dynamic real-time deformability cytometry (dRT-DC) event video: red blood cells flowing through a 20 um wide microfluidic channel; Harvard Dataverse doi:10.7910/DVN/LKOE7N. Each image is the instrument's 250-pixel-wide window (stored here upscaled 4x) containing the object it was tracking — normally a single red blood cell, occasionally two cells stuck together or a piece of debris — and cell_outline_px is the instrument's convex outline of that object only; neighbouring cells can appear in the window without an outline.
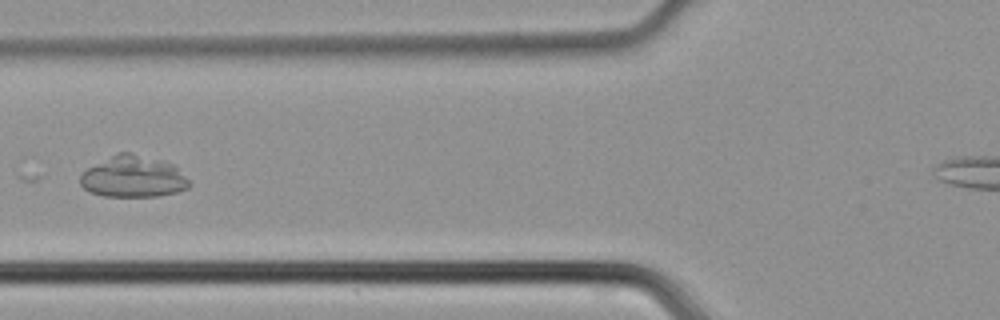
{"species": "common noctule bat (a hibernating species)", "species_latin": "Nyctalus noctula", "temperature_condition": "cold", "stored_images_in_passage": 12, "camera_frame_rate_fps": 3000, "um_per_image_px": 0.085, "animal": {"sex": "male", "body_mass_g": 21.5, "forearm_length_mm": 52.0}, "frame": {"image": 1, "passage_image": 10, "time_ms": 3.0, "image_size_px": [1000, 320], "cell_outline_px": [[192, 184], [188, 188], [176, 192], [156, 196], [104, 196], [92, 192], [84, 188], [80, 184], [80, 176], [88, 168], [120, 152], [132, 152], [160, 160], [172, 164]], "centroid_in_image_um": [11.33, 15.03], "position_along_channel_um": 114.5, "area_um2": 25.84}}
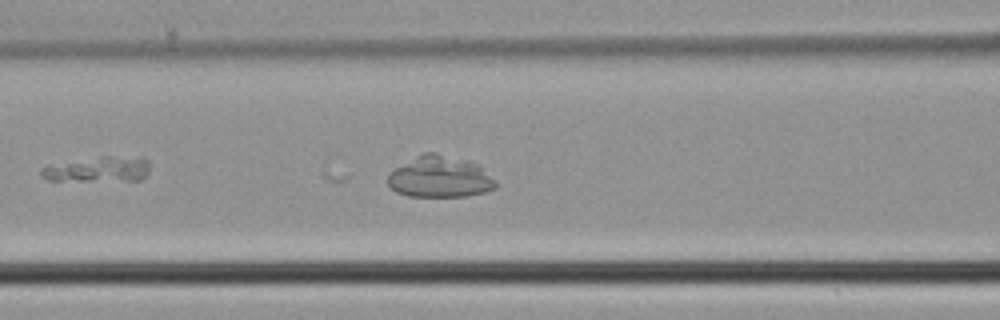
{"frame": {"image": 2, "passage_image": 11, "time_ms": 3.333, "image_size_px": [1000, 320], "cell_outline_px": [[148, 172], [140, 180], [48, 180], [40, 176], [40, 168], [100, 156], [144, 156], [148, 160]], "centroid_in_image_um": [8.42, 14.38], "position_along_channel_um": 158.2, "area_um2": 15.72}}